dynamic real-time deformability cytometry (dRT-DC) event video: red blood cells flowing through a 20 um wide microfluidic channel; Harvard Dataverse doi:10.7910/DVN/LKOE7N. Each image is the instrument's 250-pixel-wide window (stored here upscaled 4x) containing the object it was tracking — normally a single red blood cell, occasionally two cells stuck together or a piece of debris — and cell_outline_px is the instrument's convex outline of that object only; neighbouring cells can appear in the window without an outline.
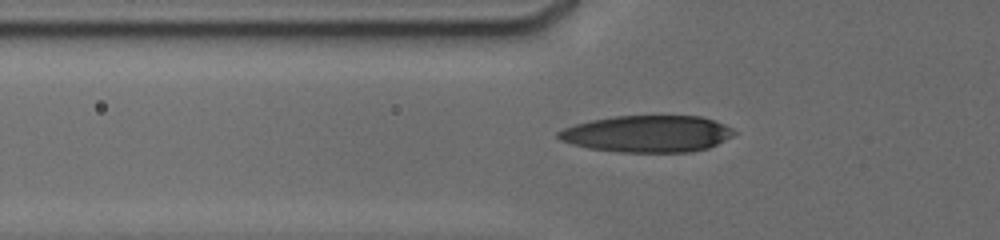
{"species": "human", "species_latin": "Homo sapiens", "temperature_condition": "cold", "stored_images_in_passage": 10, "camera_frame_rate_fps": 3000, "um_per_image_px": 0.085, "donor": {"sex": "male"}, "frame": {"image": 1, "passage_image": 9, "time_ms": 6.333, "image_size_px": [1000, 240], "cell_outline_px": [[736, 132], [732, 136], [708, 148], [692, 152], [620, 152], [588, 148], [572, 144], [560, 140], [556, 136], [556, 132], [564, 128], [576, 124], [592, 120], [616, 116], [700, 116], [724, 124], [732, 128]], "centroid_in_image_um": [55.01, 11.38], "position_along_channel_um": 70.8, "area_um2": 37.51}}